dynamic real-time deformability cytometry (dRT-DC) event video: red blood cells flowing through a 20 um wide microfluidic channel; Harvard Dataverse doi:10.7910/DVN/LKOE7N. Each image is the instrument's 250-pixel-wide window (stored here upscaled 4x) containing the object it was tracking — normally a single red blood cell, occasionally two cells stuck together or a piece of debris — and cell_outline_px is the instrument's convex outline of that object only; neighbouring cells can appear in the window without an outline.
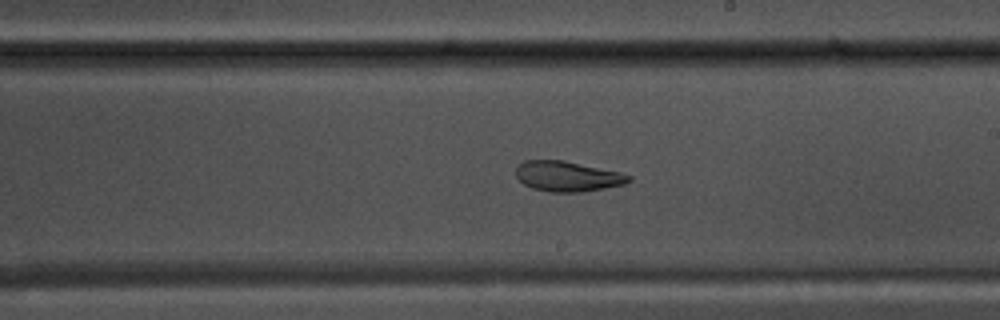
{"species": "common noctule bat (a hibernating species)", "species_latin": "Nyctalus noctula", "temperature_condition": "warm", "stored_images_in_passage": 42, "camera_frame_rate_fps": 3000, "um_per_image_px": 0.085, "animal": {"sex": "male", "body_mass_g": 17.5, "forearm_length_mm": 52.3}, "frame": {"image": 1, "passage_image": 24, "time_ms": 7.667, "image_size_px": [1000, 320], "cell_outline_px": [[632, 180], [624, 184], [584, 192], [552, 192], [532, 188], [524, 184], [516, 176], [516, 168], [524, 160], [564, 160], [620, 172], [632, 176]], "centroid_in_image_um": [48.25, 14.99], "position_along_channel_um": 240.8, "area_um2": 19.88}, "authors_computed_cell_mechanics": {"area_um2": 21.7906, "velocity_mm_per_s": 3.6803, "shape_relaxation_time_tau1_ms": 8.7361, "shape_relaxation_time_tau2_ms": 2.5203, "deformation_change_tau1": 0.2312, "deformation_change_tau2": 0.0803}}